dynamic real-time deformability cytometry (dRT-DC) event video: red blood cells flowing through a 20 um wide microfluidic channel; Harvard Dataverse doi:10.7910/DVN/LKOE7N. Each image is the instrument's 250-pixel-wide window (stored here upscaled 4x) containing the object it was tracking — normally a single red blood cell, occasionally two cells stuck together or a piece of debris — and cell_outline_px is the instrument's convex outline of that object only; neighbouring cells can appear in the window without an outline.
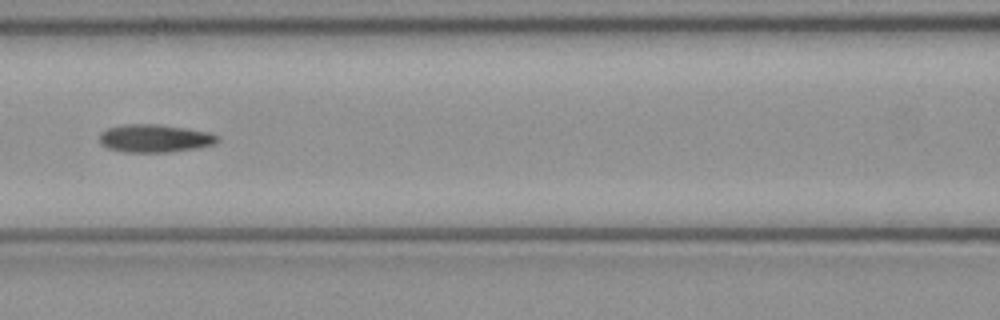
{"species": "common noctule bat (a hibernating species)", "species_latin": "Nyctalus noctula", "temperature_condition": "cold", "stored_images_in_passage": 6, "camera_frame_rate_fps": 3000, "um_per_image_px": 0.085, "animal": {"sex": "female", "body_mass_g": 21.9}, "frame": {"image": 1, "passage_image": 6, "time_ms": 1.667, "image_size_px": [1000, 320], "cell_outline_px": [[220, 140], [216, 144], [200, 148], [168, 152], [124, 152], [108, 148], [100, 144], [100, 132], [108, 128], [124, 124], [160, 124], [208, 132], [220, 136]], "centroid_in_image_um": [13.18, 11.76], "position_along_channel_um": 153.4, "area_um2": 19.42}}